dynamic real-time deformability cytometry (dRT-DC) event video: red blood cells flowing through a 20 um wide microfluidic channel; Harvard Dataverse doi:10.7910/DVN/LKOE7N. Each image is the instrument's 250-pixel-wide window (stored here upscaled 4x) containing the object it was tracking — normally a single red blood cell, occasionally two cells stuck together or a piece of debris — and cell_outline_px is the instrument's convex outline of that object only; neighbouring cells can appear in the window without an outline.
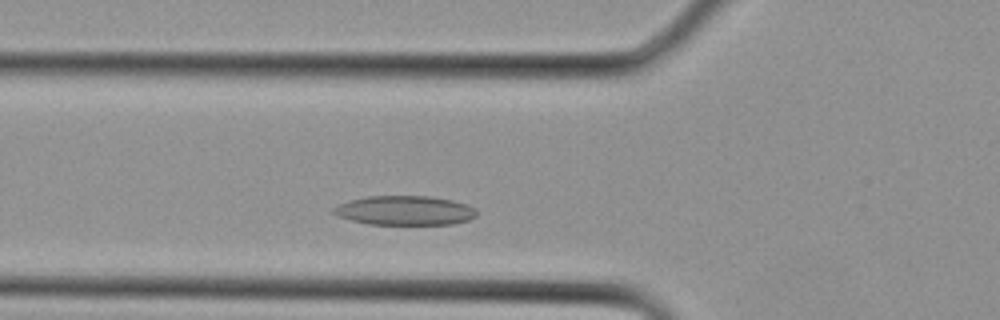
{"species": "Egyptian fruit bat (a non-hibernating species)", "species_latin": "Rousettus aegyptiacus", "temperature_condition": "cold", "stored_images_in_passage": 8, "camera_frame_rate_fps": 3000, "um_per_image_px": 0.085, "animal": {"sex": "female"}, "frame": {"image": 1, "passage_image": 2, "time_ms": 0.333, "image_size_px": [1000, 320], "cell_outline_px": [[476, 216], [468, 220], [452, 224], [368, 224], [352, 220], [340, 216], [332, 212], [332, 208], [340, 204], [352, 200], [368, 196], [428, 196], [452, 200], [468, 204], [476, 208]], "centroid_in_image_um": [34.45, 17.89], "position_along_channel_um": 91.3, "area_um2": 24.28}}
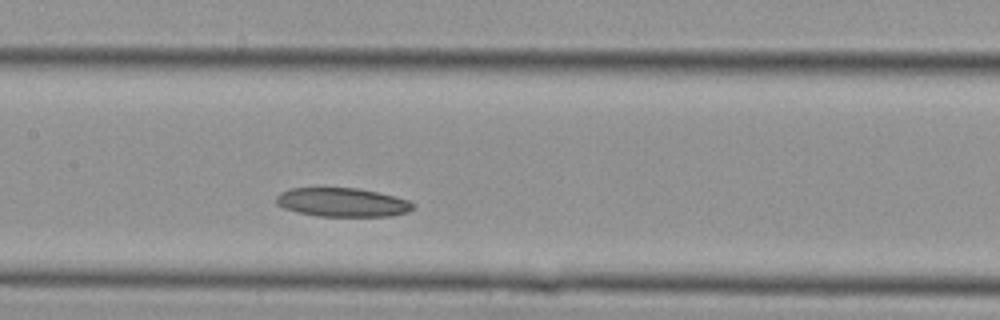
{"frame": {"image": 2, "passage_image": 6, "time_ms": 1.667, "image_size_px": [1000, 320], "cell_outline_px": [[416, 204], [408, 212], [392, 216], [320, 216], [300, 212], [284, 208], [276, 204], [276, 196], [280, 192], [288, 188], [356, 188], [376, 192], [408, 200]], "centroid_in_image_um": [29.08, 17.2], "position_along_channel_um": 178.3, "area_um2": 22.83}}
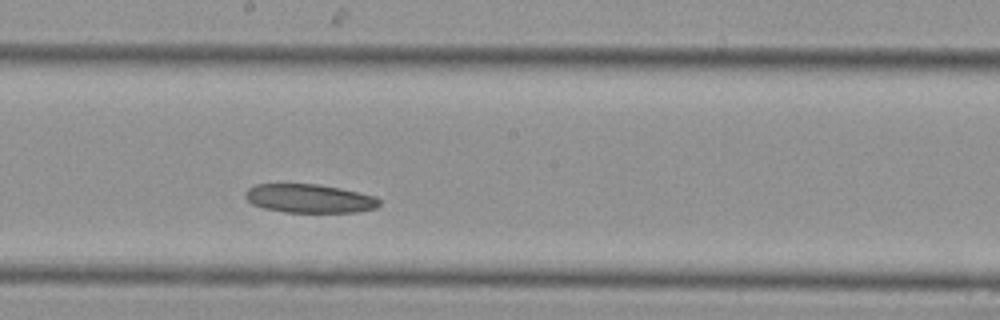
{"frame": {"image": 3, "passage_image": 8, "time_ms": 2.333, "image_size_px": [1000, 320], "cell_outline_px": [[380, 204], [376, 208], [356, 212], [284, 212], [264, 208], [252, 204], [244, 196], [244, 192], [248, 188], [256, 184], [316, 184], [340, 188], [376, 196], [380, 200]], "centroid_in_image_um": [26.29, 16.87], "position_along_channel_um": 221.9, "area_um2": 22.43}}